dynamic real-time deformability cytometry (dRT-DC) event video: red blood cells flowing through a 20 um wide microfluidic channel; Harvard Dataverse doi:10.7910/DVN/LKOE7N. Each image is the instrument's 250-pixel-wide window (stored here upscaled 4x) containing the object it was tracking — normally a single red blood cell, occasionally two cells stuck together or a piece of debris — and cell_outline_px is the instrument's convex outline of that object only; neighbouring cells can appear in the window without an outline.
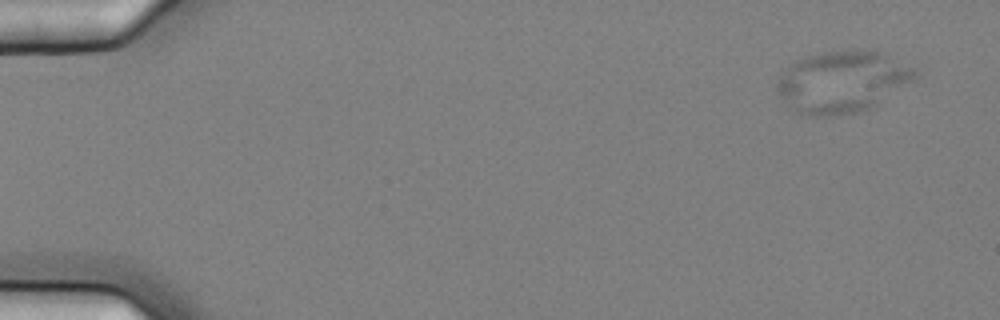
{"species": "common noctule bat (a hibernating species)", "species_latin": "Nyctalus noctula", "temperature_condition": "cold", "stored_images_in_passage": 6, "camera_frame_rate_fps": 3000, "um_per_image_px": 0.085, "animal": {"sex": "female", "body_mass_g": 25.1}, "frame": {"image": 1, "passage_image": 2, "time_ms": 0.333, "image_size_px": [1000, 320], "cell_outline_px": [[920, 76], [916, 80], [868, 108], [856, 112], [832, 116], [812, 116], [800, 112], [776, 88], [776, 80], [784, 68], [796, 60], [808, 56], [824, 52], [852, 48], [860, 48], [884, 52], [916, 68]], "centroid_in_image_um": [71.67, 6.88], "position_along_channel_um": 13.3, "area_um2": 49.53}}
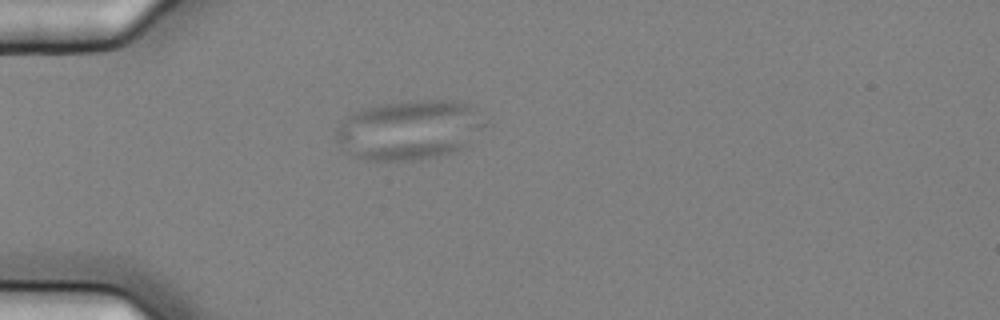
{"frame": {"image": 2, "passage_image": 6, "time_ms": 1.667, "image_size_px": [1000, 320], "cell_outline_px": [[488, 124], [468, 144], [444, 156], [412, 160], [368, 160], [344, 152], [340, 148], [336, 140], [336, 128], [352, 112], [360, 108], [380, 104], [412, 100], [456, 100], [472, 104], [476, 108]], "centroid_in_image_um": [34.81, 11.02], "position_along_channel_um": 50.2, "area_um2": 52.48}}